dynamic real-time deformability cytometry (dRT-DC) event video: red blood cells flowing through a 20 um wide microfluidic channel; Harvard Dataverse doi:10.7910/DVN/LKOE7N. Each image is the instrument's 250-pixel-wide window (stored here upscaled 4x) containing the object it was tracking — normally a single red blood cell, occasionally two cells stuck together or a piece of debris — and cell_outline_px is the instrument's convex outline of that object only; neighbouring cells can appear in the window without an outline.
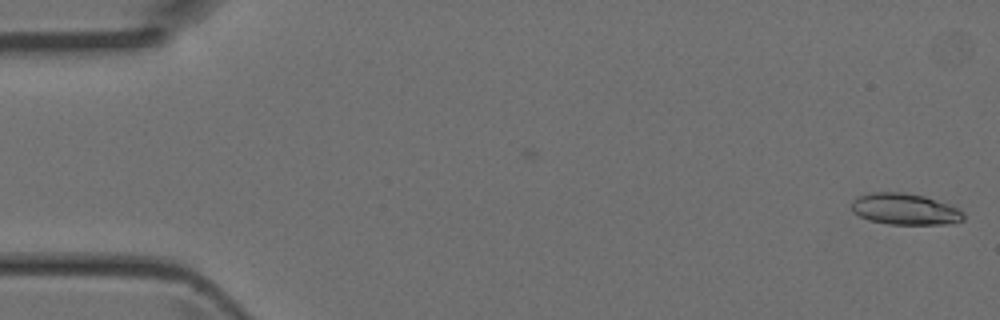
{"species": "Egyptian fruit bat (a non-hibernating species)", "species_latin": "Rousettus aegyptiacus", "temperature_condition": "room temperature", "stored_images_in_passage": 4, "segment_of_instrument_passage": [2, 2], "camera_frame_rate_fps": 3000, "um_per_image_px": 0.085, "animal": {"sex": "female"}, "frame": {"image": 1, "passage_image": 4, "time_ms": 1.0, "image_size_px": [1000, 320], "cell_outline_px": [[964, 220], [948, 224], [888, 224], [868, 220], [852, 212], [852, 200], [856, 196], [868, 192], [904, 192], [924, 196], [948, 204], [964, 212]], "centroid_in_image_um": [76.88, 17.77], "position_along_channel_um": 8.1, "area_um2": 20.58}}